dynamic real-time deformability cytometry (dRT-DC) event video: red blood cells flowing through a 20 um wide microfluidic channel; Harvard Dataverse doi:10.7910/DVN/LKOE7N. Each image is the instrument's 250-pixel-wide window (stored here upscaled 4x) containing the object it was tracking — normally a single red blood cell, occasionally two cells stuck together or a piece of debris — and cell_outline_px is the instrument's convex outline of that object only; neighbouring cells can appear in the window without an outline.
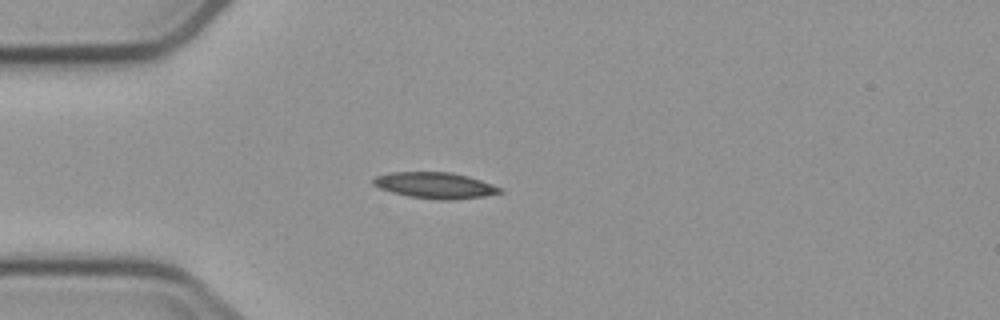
{"species": "common noctule bat (a hibernating species)", "species_latin": "Nyctalus noctula", "temperature_condition": "cold", "stored_images_in_passage": 2, "camera_frame_rate_fps": 3000, "um_per_image_px": 0.085, "animal": {"sex": "male", "body_mass_g": 23.1, "forearm_length_mm": 52.7}, "frame": {"image": 1, "passage_image": 2, "time_ms": 1.0, "image_size_px": [1000, 320], "cell_outline_px": [[504, 192], [484, 196], [452, 200], [440, 200], [408, 196], [392, 192], [380, 188], [372, 184], [372, 180], [376, 176], [388, 172], [452, 172], [468, 176], [492, 184], [500, 188]], "centroid_in_image_um": [36.96, 15.75], "position_along_channel_um": 48.0, "area_um2": 19.25}}